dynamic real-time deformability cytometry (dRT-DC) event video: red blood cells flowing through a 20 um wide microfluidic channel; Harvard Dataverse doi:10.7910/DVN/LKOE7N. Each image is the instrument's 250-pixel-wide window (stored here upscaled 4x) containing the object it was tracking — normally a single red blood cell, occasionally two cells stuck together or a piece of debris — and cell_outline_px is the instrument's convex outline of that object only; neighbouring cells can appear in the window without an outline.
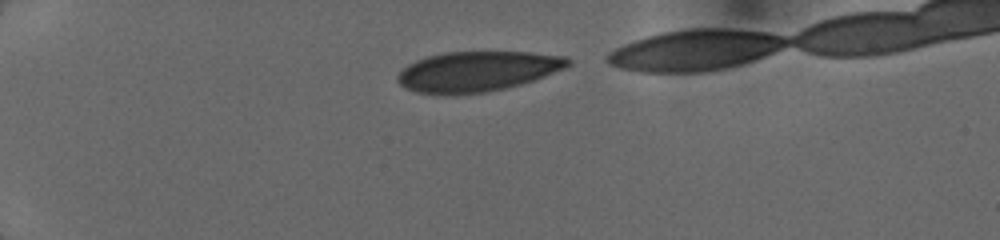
{"species": "human", "species_latin": "Homo sapiens", "temperature_condition": "cold", "stored_images_in_passage": 10, "camera_frame_rate_fps": 3000, "um_per_image_px": 0.085, "donor": {"sex": "female"}, "frame": {"image": 1, "passage_image": 1, "time_ms": 0.0, "image_size_px": [1000, 240], "cell_outline_px": [[572, 64], [564, 68], [536, 80], [504, 88], [484, 92], [416, 92], [400, 84], [396, 80], [396, 76], [408, 64], [416, 60], [428, 56], [444, 52], [532, 52], [568, 56], [572, 60]], "centroid_in_image_um": [40.66, 6.02], "position_along_channel_um": 44.3, "area_um2": 39.25}}
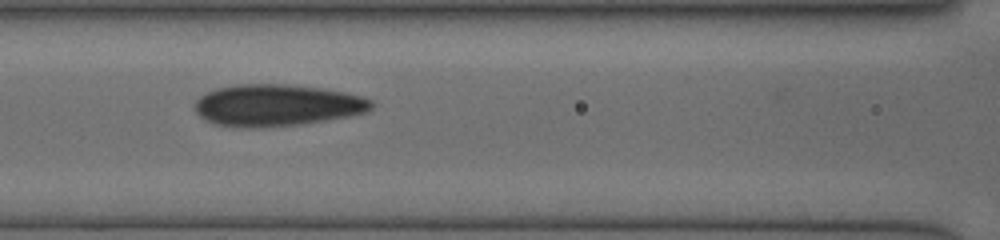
{"frame": {"image": 2, "passage_image": 7, "time_ms": 3.667, "image_size_px": [1000, 240], "cell_outline_px": [[372, 108], [364, 112], [348, 116], [300, 124], [256, 128], [236, 128], [216, 124], [200, 116], [196, 112], [196, 100], [200, 96], [216, 88], [236, 84], [284, 84], [320, 88], [344, 92], [360, 96], [372, 100]], "centroid_in_image_um": [23.5, 8.95], "position_along_channel_um": 143.1, "area_um2": 42.71}}
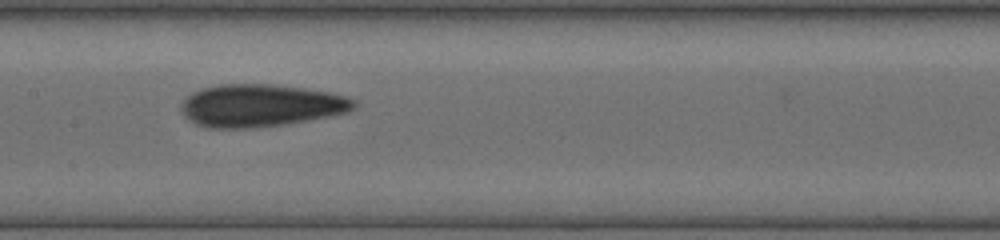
{"frame": {"image": 3, "passage_image": 9, "time_ms": 4.667, "image_size_px": [1000, 240], "cell_outline_px": [[356, 108], [348, 112], [308, 120], [284, 124], [256, 128], [204, 128], [188, 120], [184, 116], [180, 104], [192, 92], [204, 88], [220, 84], [272, 84], [304, 88], [328, 92], [348, 96], [356, 100]], "centroid_in_image_um": [22.16, 8.97], "position_along_channel_um": 185.2, "area_um2": 43.0}}